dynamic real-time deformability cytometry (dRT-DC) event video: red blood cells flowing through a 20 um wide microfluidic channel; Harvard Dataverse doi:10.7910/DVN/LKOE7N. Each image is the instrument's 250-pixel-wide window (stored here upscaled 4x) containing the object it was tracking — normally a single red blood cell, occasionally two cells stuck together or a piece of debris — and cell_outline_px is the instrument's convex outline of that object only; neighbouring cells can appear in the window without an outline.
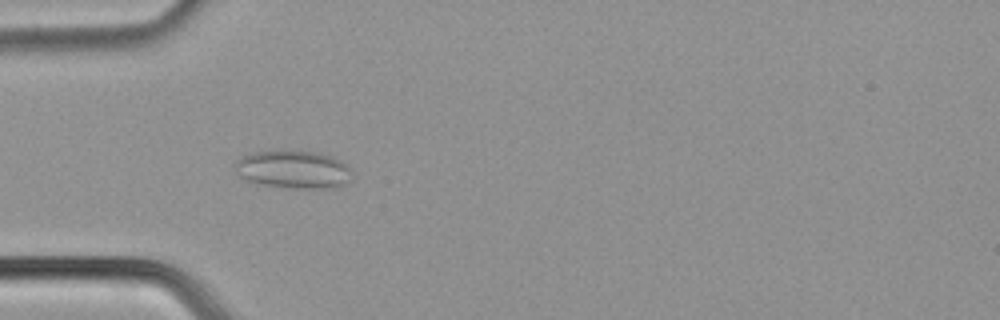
{"species": "common noctule bat (a hibernating species)", "species_latin": "Nyctalus noctula", "temperature_condition": "cold", "stored_images_in_passage": 49, "camera_frame_rate_fps": 3000, "um_per_image_px": 0.085, "animal": {"sex": "male", "body_mass_g": 21.5, "forearm_length_mm": 52.0}, "frame": {"image": 1, "passage_image": 11, "time_ms": 3.333, "image_size_px": [1000, 320], "cell_outline_px": [[352, 180], [332, 188], [296, 188], [256, 184], [240, 176], [236, 164], [236, 160], [244, 156], [256, 152], [312, 152], [332, 156], [344, 164], [348, 168]], "centroid_in_image_um": [24.95, 14.43], "position_along_channel_um": 60.1, "area_um2": 25.03}}
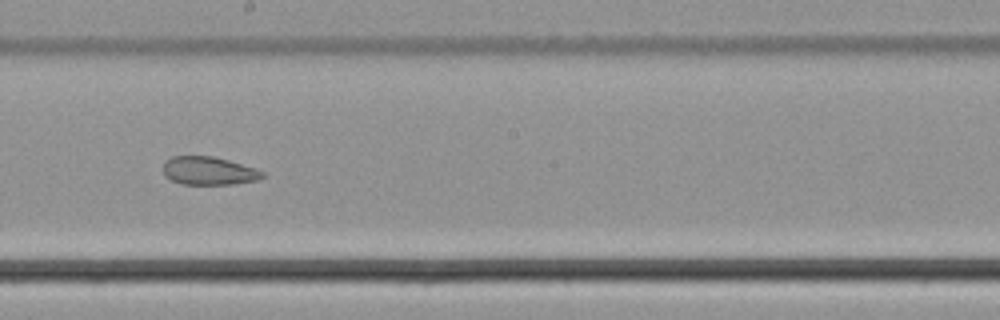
{"frame": {"image": 2, "passage_image": 25, "time_ms": 8.0, "image_size_px": [1000, 320], "cell_outline_px": [[264, 176], [256, 180], [232, 184], [180, 184], [164, 176], [164, 164], [172, 156], [212, 156], [228, 160], [256, 168], [264, 172]], "centroid_in_image_um": [17.74, 14.52], "position_along_channel_um": 230.5, "area_um2": 16.18}}
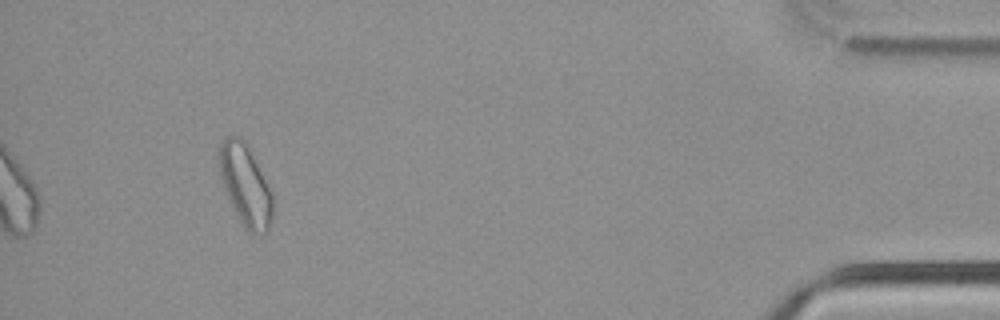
{"frame": {"image": 3, "passage_image": 45, "time_ms": 14.667, "image_size_px": [1000, 320], "cell_outline_px": [[272, 220], [268, 232], [248, 232], [244, 228], [232, 204], [224, 184], [220, 172], [220, 144], [228, 136], [240, 136], [252, 148], [272, 196]], "centroid_in_image_um": [20.9, 15.7], "position_along_channel_um": 414.3, "area_um2": 24.74}, "authors_computed_cell_mechanics": {"area_um2": 21.0392, "velocity_mm_per_s": 3.7531, "shape_relaxation_time_tau1_ms": null, "shape_relaxation_time_tau2_ms": 5.9829, "deformation_change_tau1": null, "deformation_change_tau2": 0.1078}}